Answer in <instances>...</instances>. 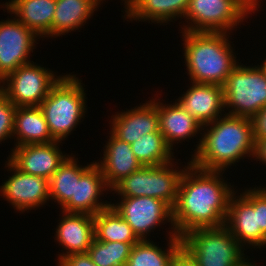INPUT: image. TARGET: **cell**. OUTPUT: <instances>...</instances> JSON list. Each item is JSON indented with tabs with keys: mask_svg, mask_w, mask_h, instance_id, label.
I'll return each mask as SVG.
<instances>
[{
	"mask_svg": "<svg viewBox=\"0 0 266 266\" xmlns=\"http://www.w3.org/2000/svg\"><path fill=\"white\" fill-rule=\"evenodd\" d=\"M183 171L173 207V225L180 238L197 228L225 225L234 185L222 177L224 171H207L190 163Z\"/></svg>",
	"mask_w": 266,
	"mask_h": 266,
	"instance_id": "cell-1",
	"label": "cell"
},
{
	"mask_svg": "<svg viewBox=\"0 0 266 266\" xmlns=\"http://www.w3.org/2000/svg\"><path fill=\"white\" fill-rule=\"evenodd\" d=\"M190 163L207 171H224L241 159L255 155L252 119L229 114L202 126ZM204 132V133H203Z\"/></svg>",
	"mask_w": 266,
	"mask_h": 266,
	"instance_id": "cell-2",
	"label": "cell"
},
{
	"mask_svg": "<svg viewBox=\"0 0 266 266\" xmlns=\"http://www.w3.org/2000/svg\"><path fill=\"white\" fill-rule=\"evenodd\" d=\"M180 31L188 79L223 86L240 61L229 41L230 33Z\"/></svg>",
	"mask_w": 266,
	"mask_h": 266,
	"instance_id": "cell-3",
	"label": "cell"
},
{
	"mask_svg": "<svg viewBox=\"0 0 266 266\" xmlns=\"http://www.w3.org/2000/svg\"><path fill=\"white\" fill-rule=\"evenodd\" d=\"M76 76L72 73L63 75L39 106L56 141L66 140L85 119L87 112V97L83 87L85 85Z\"/></svg>",
	"mask_w": 266,
	"mask_h": 266,
	"instance_id": "cell-4",
	"label": "cell"
},
{
	"mask_svg": "<svg viewBox=\"0 0 266 266\" xmlns=\"http://www.w3.org/2000/svg\"><path fill=\"white\" fill-rule=\"evenodd\" d=\"M181 239L182 247L196 260L198 266H242L249 259L244 254L246 249L225 225L193 229Z\"/></svg>",
	"mask_w": 266,
	"mask_h": 266,
	"instance_id": "cell-5",
	"label": "cell"
},
{
	"mask_svg": "<svg viewBox=\"0 0 266 266\" xmlns=\"http://www.w3.org/2000/svg\"><path fill=\"white\" fill-rule=\"evenodd\" d=\"M177 164L173 160L160 166H142L118 182L110 193L114 191L112 194L116 193L118 197H153L165 201L173 208L177 201L181 175L187 167L184 165L181 169Z\"/></svg>",
	"mask_w": 266,
	"mask_h": 266,
	"instance_id": "cell-6",
	"label": "cell"
},
{
	"mask_svg": "<svg viewBox=\"0 0 266 266\" xmlns=\"http://www.w3.org/2000/svg\"><path fill=\"white\" fill-rule=\"evenodd\" d=\"M226 114L253 119L266 107V75L255 66L239 63L223 85Z\"/></svg>",
	"mask_w": 266,
	"mask_h": 266,
	"instance_id": "cell-7",
	"label": "cell"
},
{
	"mask_svg": "<svg viewBox=\"0 0 266 266\" xmlns=\"http://www.w3.org/2000/svg\"><path fill=\"white\" fill-rule=\"evenodd\" d=\"M62 76L33 61L0 81V91L16 107L40 106Z\"/></svg>",
	"mask_w": 266,
	"mask_h": 266,
	"instance_id": "cell-8",
	"label": "cell"
},
{
	"mask_svg": "<svg viewBox=\"0 0 266 266\" xmlns=\"http://www.w3.org/2000/svg\"><path fill=\"white\" fill-rule=\"evenodd\" d=\"M247 18L249 14L237 0H190L184 16L187 24L181 26V29L191 32L231 33Z\"/></svg>",
	"mask_w": 266,
	"mask_h": 266,
	"instance_id": "cell-9",
	"label": "cell"
},
{
	"mask_svg": "<svg viewBox=\"0 0 266 266\" xmlns=\"http://www.w3.org/2000/svg\"><path fill=\"white\" fill-rule=\"evenodd\" d=\"M121 201L112 203L113 209L128 223L140 240H147L150 232L157 227L169 223L171 229L169 237H179L173 225V208L157 198L141 197H119ZM164 223V224H163Z\"/></svg>",
	"mask_w": 266,
	"mask_h": 266,
	"instance_id": "cell-10",
	"label": "cell"
},
{
	"mask_svg": "<svg viewBox=\"0 0 266 266\" xmlns=\"http://www.w3.org/2000/svg\"><path fill=\"white\" fill-rule=\"evenodd\" d=\"M11 176L0 186L3 196L20 213L43 207L50 201L49 180L19 170L8 158L5 164Z\"/></svg>",
	"mask_w": 266,
	"mask_h": 266,
	"instance_id": "cell-11",
	"label": "cell"
},
{
	"mask_svg": "<svg viewBox=\"0 0 266 266\" xmlns=\"http://www.w3.org/2000/svg\"><path fill=\"white\" fill-rule=\"evenodd\" d=\"M0 21V81L19 66L31 61L30 54L40 39L16 18Z\"/></svg>",
	"mask_w": 266,
	"mask_h": 266,
	"instance_id": "cell-12",
	"label": "cell"
},
{
	"mask_svg": "<svg viewBox=\"0 0 266 266\" xmlns=\"http://www.w3.org/2000/svg\"><path fill=\"white\" fill-rule=\"evenodd\" d=\"M61 143L54 141L14 147L7 158L22 172L50 180L69 156L59 148Z\"/></svg>",
	"mask_w": 266,
	"mask_h": 266,
	"instance_id": "cell-13",
	"label": "cell"
},
{
	"mask_svg": "<svg viewBox=\"0 0 266 266\" xmlns=\"http://www.w3.org/2000/svg\"><path fill=\"white\" fill-rule=\"evenodd\" d=\"M234 192L229 200L225 226L246 249L258 248V219L254 211V188ZM240 194V195H237ZM236 195V196H235ZM250 247V248H249Z\"/></svg>",
	"mask_w": 266,
	"mask_h": 266,
	"instance_id": "cell-14",
	"label": "cell"
},
{
	"mask_svg": "<svg viewBox=\"0 0 266 266\" xmlns=\"http://www.w3.org/2000/svg\"><path fill=\"white\" fill-rule=\"evenodd\" d=\"M149 100L133 109L115 112L110 118V131L128 144H132L140 136L160 132L158 107Z\"/></svg>",
	"mask_w": 266,
	"mask_h": 266,
	"instance_id": "cell-15",
	"label": "cell"
},
{
	"mask_svg": "<svg viewBox=\"0 0 266 266\" xmlns=\"http://www.w3.org/2000/svg\"><path fill=\"white\" fill-rule=\"evenodd\" d=\"M62 212L55 231V241L62 246L63 253L57 254V264L66 256L87 253L95 238L94 215ZM67 250V251H66Z\"/></svg>",
	"mask_w": 266,
	"mask_h": 266,
	"instance_id": "cell-16",
	"label": "cell"
},
{
	"mask_svg": "<svg viewBox=\"0 0 266 266\" xmlns=\"http://www.w3.org/2000/svg\"><path fill=\"white\" fill-rule=\"evenodd\" d=\"M190 85L176 101L202 126L225 114L223 86L194 82H190Z\"/></svg>",
	"mask_w": 266,
	"mask_h": 266,
	"instance_id": "cell-17",
	"label": "cell"
},
{
	"mask_svg": "<svg viewBox=\"0 0 266 266\" xmlns=\"http://www.w3.org/2000/svg\"><path fill=\"white\" fill-rule=\"evenodd\" d=\"M109 190L111 189L105 183L102 171L94 163L79 180H76L75 199H70L60 210L96 215L111 206V202H104L100 198L104 191L108 194Z\"/></svg>",
	"mask_w": 266,
	"mask_h": 266,
	"instance_id": "cell-18",
	"label": "cell"
},
{
	"mask_svg": "<svg viewBox=\"0 0 266 266\" xmlns=\"http://www.w3.org/2000/svg\"><path fill=\"white\" fill-rule=\"evenodd\" d=\"M156 95V98L152 97L151 100L158 107L159 130L172 150L176 143H182L185 140L189 142L187 139L191 140L192 137L202 133V125L176 100L174 103L166 104L160 101L158 94Z\"/></svg>",
	"mask_w": 266,
	"mask_h": 266,
	"instance_id": "cell-19",
	"label": "cell"
},
{
	"mask_svg": "<svg viewBox=\"0 0 266 266\" xmlns=\"http://www.w3.org/2000/svg\"><path fill=\"white\" fill-rule=\"evenodd\" d=\"M108 135L107 145L103 147L104 157L100 161L96 160L95 164L102 171L107 186L112 189L123 178L139 170L142 165L134 156L131 144L120 140L111 131Z\"/></svg>",
	"mask_w": 266,
	"mask_h": 266,
	"instance_id": "cell-20",
	"label": "cell"
},
{
	"mask_svg": "<svg viewBox=\"0 0 266 266\" xmlns=\"http://www.w3.org/2000/svg\"><path fill=\"white\" fill-rule=\"evenodd\" d=\"M124 1L125 19L150 23H165L182 20L187 12L190 0H121ZM177 18V19H176Z\"/></svg>",
	"mask_w": 266,
	"mask_h": 266,
	"instance_id": "cell-21",
	"label": "cell"
},
{
	"mask_svg": "<svg viewBox=\"0 0 266 266\" xmlns=\"http://www.w3.org/2000/svg\"><path fill=\"white\" fill-rule=\"evenodd\" d=\"M0 6L39 38L51 37L56 0H8Z\"/></svg>",
	"mask_w": 266,
	"mask_h": 266,
	"instance_id": "cell-22",
	"label": "cell"
},
{
	"mask_svg": "<svg viewBox=\"0 0 266 266\" xmlns=\"http://www.w3.org/2000/svg\"><path fill=\"white\" fill-rule=\"evenodd\" d=\"M14 146L56 141L39 106L17 107L13 128ZM16 139V140H15Z\"/></svg>",
	"mask_w": 266,
	"mask_h": 266,
	"instance_id": "cell-23",
	"label": "cell"
},
{
	"mask_svg": "<svg viewBox=\"0 0 266 266\" xmlns=\"http://www.w3.org/2000/svg\"><path fill=\"white\" fill-rule=\"evenodd\" d=\"M98 6L96 0H56L51 38L81 29L99 9Z\"/></svg>",
	"mask_w": 266,
	"mask_h": 266,
	"instance_id": "cell-24",
	"label": "cell"
},
{
	"mask_svg": "<svg viewBox=\"0 0 266 266\" xmlns=\"http://www.w3.org/2000/svg\"><path fill=\"white\" fill-rule=\"evenodd\" d=\"M75 157L69 154L49 180L50 200L60 205V209L70 199H75L76 180L95 163L82 166Z\"/></svg>",
	"mask_w": 266,
	"mask_h": 266,
	"instance_id": "cell-25",
	"label": "cell"
},
{
	"mask_svg": "<svg viewBox=\"0 0 266 266\" xmlns=\"http://www.w3.org/2000/svg\"><path fill=\"white\" fill-rule=\"evenodd\" d=\"M167 242V248L162 249L149 238L140 240L132 246L126 266H170L174 255L182 247V239L168 237Z\"/></svg>",
	"mask_w": 266,
	"mask_h": 266,
	"instance_id": "cell-26",
	"label": "cell"
},
{
	"mask_svg": "<svg viewBox=\"0 0 266 266\" xmlns=\"http://www.w3.org/2000/svg\"><path fill=\"white\" fill-rule=\"evenodd\" d=\"M94 234L95 239L101 242L137 243L140 241L133 229L112 206L94 215Z\"/></svg>",
	"mask_w": 266,
	"mask_h": 266,
	"instance_id": "cell-27",
	"label": "cell"
},
{
	"mask_svg": "<svg viewBox=\"0 0 266 266\" xmlns=\"http://www.w3.org/2000/svg\"><path fill=\"white\" fill-rule=\"evenodd\" d=\"M131 148L142 166H160L175 160L174 150L166 143L161 132L140 136L131 144Z\"/></svg>",
	"mask_w": 266,
	"mask_h": 266,
	"instance_id": "cell-28",
	"label": "cell"
},
{
	"mask_svg": "<svg viewBox=\"0 0 266 266\" xmlns=\"http://www.w3.org/2000/svg\"><path fill=\"white\" fill-rule=\"evenodd\" d=\"M134 244L101 242L94 238L87 253L97 266H126Z\"/></svg>",
	"mask_w": 266,
	"mask_h": 266,
	"instance_id": "cell-29",
	"label": "cell"
},
{
	"mask_svg": "<svg viewBox=\"0 0 266 266\" xmlns=\"http://www.w3.org/2000/svg\"><path fill=\"white\" fill-rule=\"evenodd\" d=\"M17 107L0 91V144L13 139L14 115Z\"/></svg>",
	"mask_w": 266,
	"mask_h": 266,
	"instance_id": "cell-30",
	"label": "cell"
},
{
	"mask_svg": "<svg viewBox=\"0 0 266 266\" xmlns=\"http://www.w3.org/2000/svg\"><path fill=\"white\" fill-rule=\"evenodd\" d=\"M254 211L258 219V248L266 247V187H254Z\"/></svg>",
	"mask_w": 266,
	"mask_h": 266,
	"instance_id": "cell-31",
	"label": "cell"
},
{
	"mask_svg": "<svg viewBox=\"0 0 266 266\" xmlns=\"http://www.w3.org/2000/svg\"><path fill=\"white\" fill-rule=\"evenodd\" d=\"M58 266H97L92 262L88 253L72 254L64 257Z\"/></svg>",
	"mask_w": 266,
	"mask_h": 266,
	"instance_id": "cell-32",
	"label": "cell"
},
{
	"mask_svg": "<svg viewBox=\"0 0 266 266\" xmlns=\"http://www.w3.org/2000/svg\"><path fill=\"white\" fill-rule=\"evenodd\" d=\"M254 139H266V107L253 119Z\"/></svg>",
	"mask_w": 266,
	"mask_h": 266,
	"instance_id": "cell-33",
	"label": "cell"
},
{
	"mask_svg": "<svg viewBox=\"0 0 266 266\" xmlns=\"http://www.w3.org/2000/svg\"><path fill=\"white\" fill-rule=\"evenodd\" d=\"M170 266H198V263L188 251L181 247L171 260Z\"/></svg>",
	"mask_w": 266,
	"mask_h": 266,
	"instance_id": "cell-34",
	"label": "cell"
},
{
	"mask_svg": "<svg viewBox=\"0 0 266 266\" xmlns=\"http://www.w3.org/2000/svg\"><path fill=\"white\" fill-rule=\"evenodd\" d=\"M255 142L254 160L266 165V139H255Z\"/></svg>",
	"mask_w": 266,
	"mask_h": 266,
	"instance_id": "cell-35",
	"label": "cell"
},
{
	"mask_svg": "<svg viewBox=\"0 0 266 266\" xmlns=\"http://www.w3.org/2000/svg\"><path fill=\"white\" fill-rule=\"evenodd\" d=\"M238 3L246 10V12L252 16V13L255 14L258 12L260 5H261V0H237Z\"/></svg>",
	"mask_w": 266,
	"mask_h": 266,
	"instance_id": "cell-36",
	"label": "cell"
},
{
	"mask_svg": "<svg viewBox=\"0 0 266 266\" xmlns=\"http://www.w3.org/2000/svg\"><path fill=\"white\" fill-rule=\"evenodd\" d=\"M261 69H262V71L265 73V75H266V59H264L261 63H260V65L259 64H257Z\"/></svg>",
	"mask_w": 266,
	"mask_h": 266,
	"instance_id": "cell-37",
	"label": "cell"
},
{
	"mask_svg": "<svg viewBox=\"0 0 266 266\" xmlns=\"http://www.w3.org/2000/svg\"><path fill=\"white\" fill-rule=\"evenodd\" d=\"M251 261H252L251 259H248V261L244 263L242 266H257L256 265L257 263H255L254 260L252 262Z\"/></svg>",
	"mask_w": 266,
	"mask_h": 266,
	"instance_id": "cell-38",
	"label": "cell"
},
{
	"mask_svg": "<svg viewBox=\"0 0 266 266\" xmlns=\"http://www.w3.org/2000/svg\"><path fill=\"white\" fill-rule=\"evenodd\" d=\"M104 0H96V2L101 6V2H103Z\"/></svg>",
	"mask_w": 266,
	"mask_h": 266,
	"instance_id": "cell-39",
	"label": "cell"
}]
</instances>
